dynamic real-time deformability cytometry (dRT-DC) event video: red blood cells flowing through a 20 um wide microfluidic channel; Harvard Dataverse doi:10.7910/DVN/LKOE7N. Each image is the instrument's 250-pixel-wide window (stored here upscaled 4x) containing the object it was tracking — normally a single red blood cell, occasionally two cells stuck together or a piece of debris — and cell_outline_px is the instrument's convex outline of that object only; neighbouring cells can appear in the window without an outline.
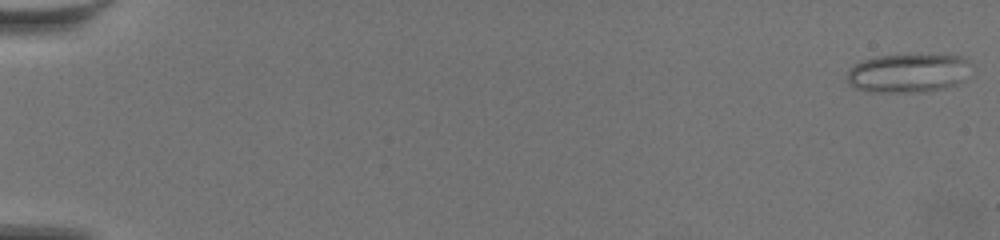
{"species": "common noctule bat (a hibernating species)", "species_latin": "Nyctalus noctula", "temperature_condition": "warm", "stored_images_in_passage": 61, "camera_frame_rate_fps": 3000, "um_per_image_px": 0.085, "animal": {"sex": "female", "body_mass_g": 19.5, "forearm_length_mm": 54.1}, "frame": {"image": 1, "passage_image": 1, "time_ms": 0.0, "image_size_px": [1000, 240], "cell_outline_px": [[972, 64], [960, 84], [944, 88], [924, 92], [868, 92], [856, 88], [848, 84], [848, 72], [856, 64], [864, 60], [876, 56], [964, 56]], "centroid_in_image_um": [77.21, 6.24], "position_along_channel_um": 7.8, "area_um2": 27.74}}
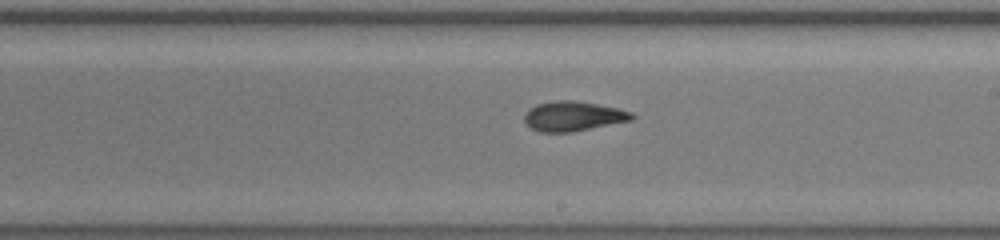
{"frame": {"image": 2, "passage_image": 37, "time_ms": 12.0, "image_size_px": [1000, 240], "cell_outline_px": [[636, 116], [632, 120], [572, 132], [540, 132], [532, 128], [524, 120], [524, 116], [528, 108], [536, 104], [556, 100], [576, 100], [620, 108], [632, 112]], "centroid_in_image_um": [48.74, 9.86], "position_along_channel_um": 240.3, "area_um2": 18.79}}
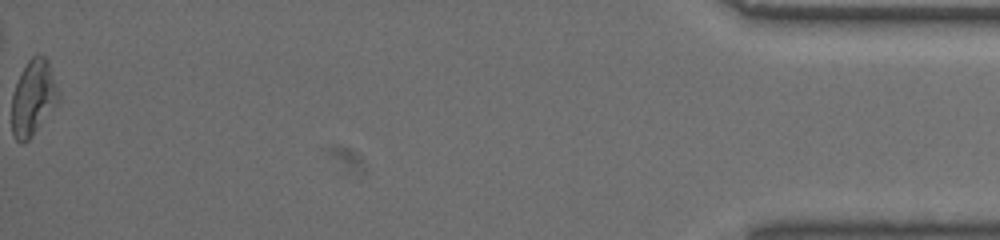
{"frame": {"image": 3, "passage_image": 61, "time_ms": 20.0, "image_size_px": [1000, 240], "cell_outline_px": [[60, 100], [32, 136], [24, 144], [20, 144], [12, 136], [12, 96], [16, 84], [28, 60], [32, 56], [44, 56], [48, 60], [60, 92]], "centroid_in_image_um": [2.84, 8.35], "position_along_channel_um": 432.4, "area_um2": 20.58}, "authors_computed_cell_mechanics": {"area_um2": 18.9006, "velocity_mm_per_s": 3.5307, "shape_relaxation_time_tau1_ms": 9.2112, "shape_relaxation_time_tau2_ms": 2.5495, "deformation_change_tau1": 0.236, "deformation_change_tau2": 0.108}}